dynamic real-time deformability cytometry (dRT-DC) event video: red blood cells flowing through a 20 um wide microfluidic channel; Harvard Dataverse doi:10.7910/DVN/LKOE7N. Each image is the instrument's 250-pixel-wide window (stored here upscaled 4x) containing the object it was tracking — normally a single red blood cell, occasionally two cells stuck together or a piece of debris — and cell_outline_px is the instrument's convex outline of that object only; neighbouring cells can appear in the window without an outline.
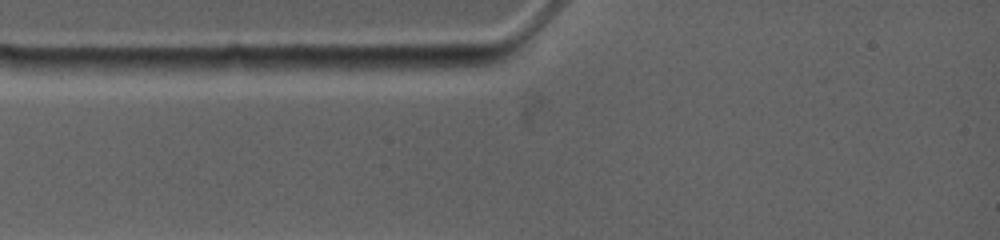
{"species": "common noctule bat (a hibernating species)", "species_latin": "Nyctalus noctula", "temperature_condition": "warm", "stored_images_in_passage": 5, "camera_frame_rate_fps": 4500, "um_per_image_px": 0.085, "animal": {"sex": "female", "body_mass_g": 19.0, "forearm_length_mm": 53.3}, "frame": {"image": 1, "passage_image": 1, "time_ms": 0.0, "image_size_px": [1000, 240], "cell_outline_px": [[500, 60], [488, 64], [460, 68], [400, 72], [372, 68], [384, 56], [500, 56]], "centroid_in_image_um": [36.68, 5.32], "position_along_channel_um": 48.3, "area_um2": 10.92}}